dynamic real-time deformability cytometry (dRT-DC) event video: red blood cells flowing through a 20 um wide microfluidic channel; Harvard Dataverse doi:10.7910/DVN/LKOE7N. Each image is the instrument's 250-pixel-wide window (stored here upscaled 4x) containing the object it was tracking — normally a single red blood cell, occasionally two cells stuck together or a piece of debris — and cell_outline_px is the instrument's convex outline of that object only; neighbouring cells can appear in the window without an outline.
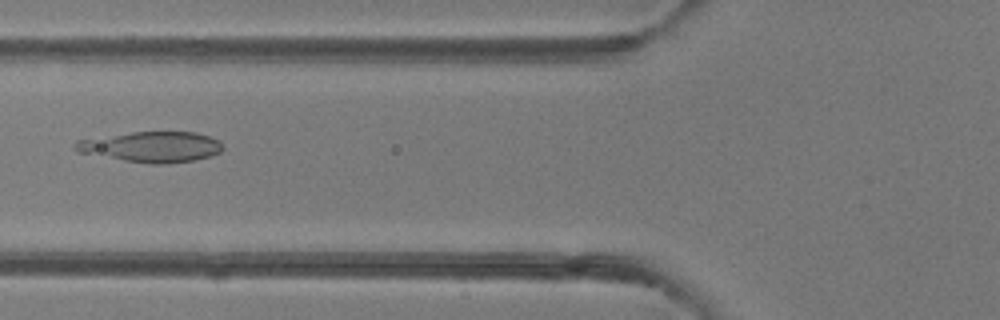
{"species": "common noctule bat (a hibernating species)", "species_latin": "Nyctalus noctula", "temperature_condition": "room temperature", "stored_images_in_passage": 48, "camera_frame_rate_fps": 3000, "um_per_image_px": 0.085, "animal": {"sex": "female"}, "frame": {"image": 1, "passage_image": 19, "time_ms": 6.0, "image_size_px": [1000, 320], "cell_outline_px": [[224, 148], [220, 152], [208, 156], [192, 160], [168, 164], [148, 164], [76, 152], [72, 148], [72, 144], [76, 140], [132, 132], [196, 132], [220, 140]], "centroid_in_image_um": [12.84, 12.48], "position_along_channel_um": 113.0, "area_um2": 26.36}}
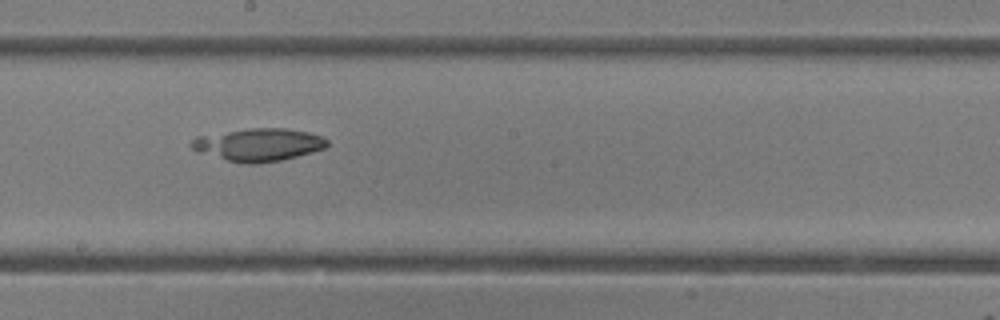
{"frame": {"image": 2, "passage_image": 27, "time_ms": 8.667, "image_size_px": [1000, 320], "cell_outline_px": [[328, 144], [324, 148], [312, 152], [280, 160], [260, 164], [244, 164], [196, 152], [188, 144], [196, 136], [248, 128], [288, 128], [308, 132], [320, 136], [328, 140]], "centroid_in_image_um": [21.94, 12.3], "position_along_channel_um": 226.3, "area_um2": 25.95}}
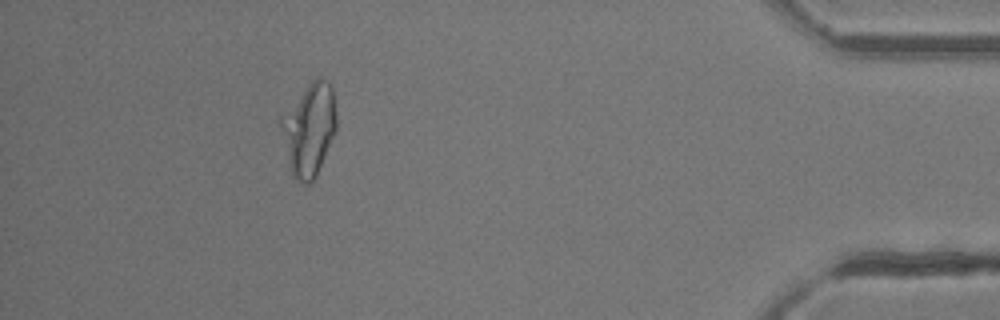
{"frame": {"image": 3, "passage_image": 44, "time_ms": 14.333, "image_size_px": [1000, 320], "cell_outline_px": [[336, 132], [316, 176], [308, 184], [304, 184], [296, 180], [292, 176], [280, 128], [280, 116], [308, 84], [316, 76], [328, 80], [332, 88], [336, 112]], "centroid_in_image_um": [26.28, 10.98], "position_along_channel_um": 408.9, "area_um2": 29.88}}